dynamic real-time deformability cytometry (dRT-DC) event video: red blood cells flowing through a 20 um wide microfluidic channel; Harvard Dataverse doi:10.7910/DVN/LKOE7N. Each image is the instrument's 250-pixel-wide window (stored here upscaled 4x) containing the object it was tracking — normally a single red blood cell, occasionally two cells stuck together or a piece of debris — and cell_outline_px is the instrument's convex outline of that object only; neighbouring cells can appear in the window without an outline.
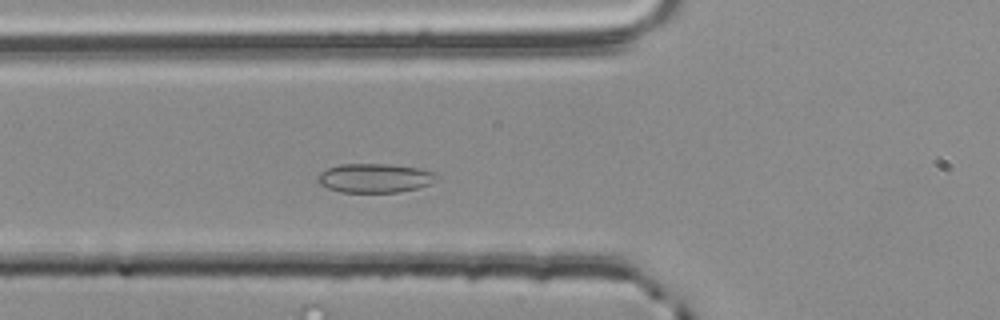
{"species": "common noctule bat (a hibernating species)", "species_latin": "Nyctalus noctula", "temperature_condition": "room temperature", "stored_images_in_passage": 39, "camera_frame_rate_fps": 3000, "um_per_image_px": 0.085, "animal": {"sex": "male", "body_mass_g": 20.4}, "frame": {"image": 1, "passage_image": 14, "time_ms": 4.333, "image_size_px": [1000, 320], "cell_outline_px": [[440, 176], [428, 184], [420, 188], [400, 192], [340, 192], [328, 188], [320, 184], [316, 180], [316, 176], [320, 172], [328, 168], [340, 164], [388, 164], [416, 168], [436, 172]], "centroid_in_image_um": [31.84, 15.14], "position_along_channel_um": 94.0, "area_um2": 20.23}}
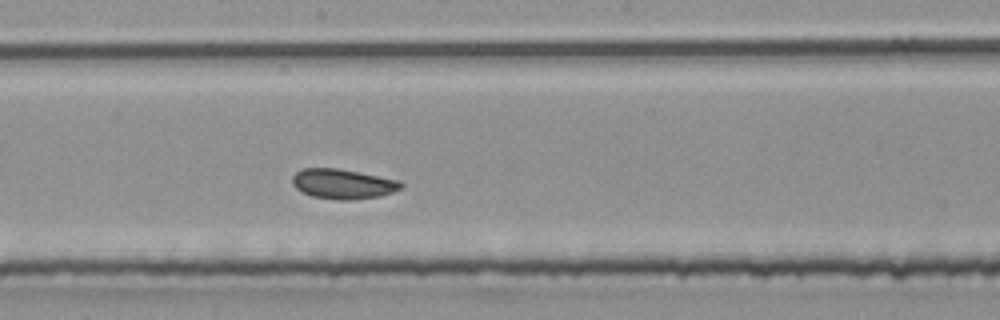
{"frame": {"image": 2, "passage_image": 24, "time_ms": 7.667, "image_size_px": [1000, 320], "cell_outline_px": [[404, 184], [400, 188], [392, 192], [380, 196], [348, 200], [336, 200], [312, 196], [296, 188], [292, 184], [292, 176], [300, 168], [336, 168], [400, 180]], "centroid_in_image_um": [29.12, 15.63], "position_along_channel_um": 219.1, "area_um2": 18.84}}
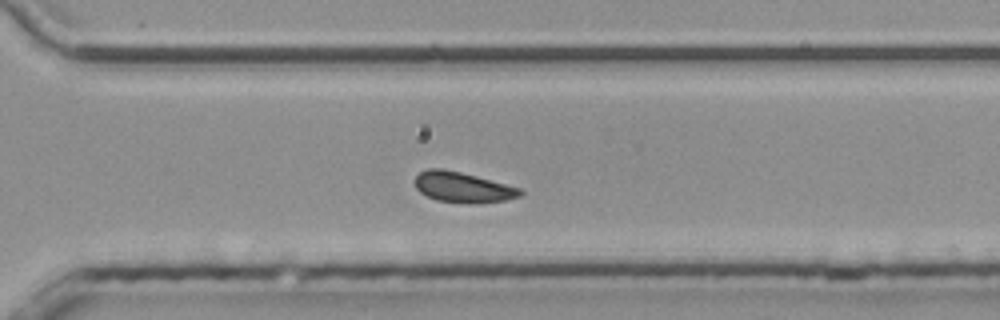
{"frame": {"image": 3, "passage_image": 33, "time_ms": 10.667, "image_size_px": [1000, 320], "cell_outline_px": [[524, 192], [520, 196], [504, 200], [472, 204], [468, 204], [436, 200], [420, 192], [416, 188], [412, 180], [420, 172], [428, 168], [444, 168], [476, 176], [520, 188]], "centroid_in_image_um": [39.29, 15.91], "position_along_channel_um": 331.3, "area_um2": 18.73}, "authors_computed_cell_mechanics": {"area_um2": 19.3052, "velocity_mm_per_s": 3.7512, "shape_relaxation_time_tau1_ms": 4.787, "shape_relaxation_time_tau2_ms": 3.4791, "deformation_change_tau1": 0.0579, "deformation_change_tau2": 0.0826}}